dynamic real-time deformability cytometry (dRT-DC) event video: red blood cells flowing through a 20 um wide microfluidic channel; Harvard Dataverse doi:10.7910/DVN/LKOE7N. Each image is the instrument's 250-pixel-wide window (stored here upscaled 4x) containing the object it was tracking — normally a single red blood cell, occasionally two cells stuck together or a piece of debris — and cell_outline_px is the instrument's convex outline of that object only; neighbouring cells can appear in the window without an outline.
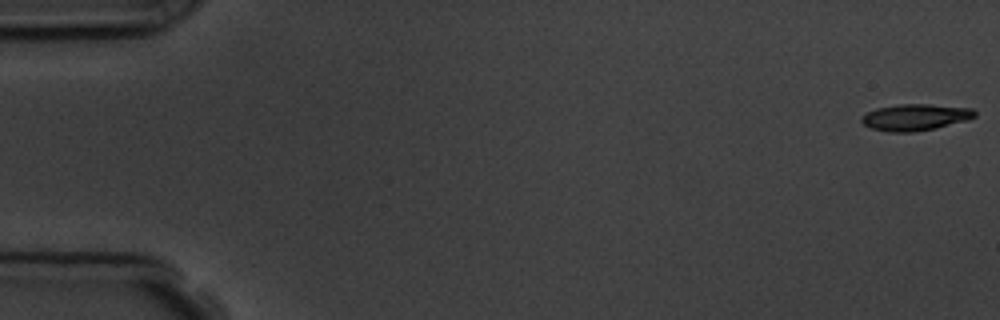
{"species": "common noctule bat (a hibernating species)", "species_latin": "Nyctalus noctula", "temperature_condition": "room temperature", "stored_images_in_passage": 6, "camera_frame_rate_fps": 3000, "um_per_image_px": 0.085, "animal": {"sex": "male", "body_mass_g": 19.5, "forearm_length_mm": 54.6}, "frame": {"image": 1, "passage_image": 1, "time_ms": 0.0, "image_size_px": [1000, 320], "cell_outline_px": [[976, 116], [968, 120], [936, 128], [912, 132], [888, 132], [872, 128], [864, 124], [860, 120], [860, 116], [876, 108], [900, 104], [928, 104], [972, 108], [976, 112]], "centroid_in_image_um": [77.8, 9.96], "position_along_channel_um": 7.2, "area_um2": 17.51}}
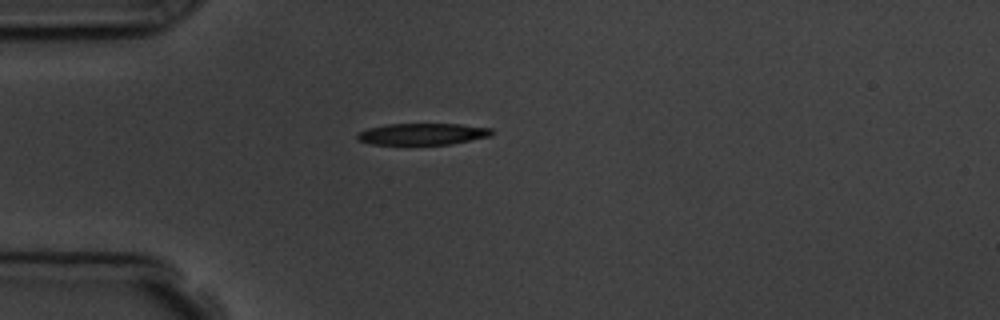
{"frame": {"image": 2, "passage_image": 5, "time_ms": 4.667, "image_size_px": [1000, 320], "cell_outline_px": [[496, 132], [492, 136], [448, 144], [372, 144], [360, 140], [356, 136], [356, 132], [368, 128], [388, 124], [460, 124], [492, 128]], "centroid_in_image_um": [35.95, 11.38], "position_along_channel_um": 49.0, "area_um2": 16.88}}